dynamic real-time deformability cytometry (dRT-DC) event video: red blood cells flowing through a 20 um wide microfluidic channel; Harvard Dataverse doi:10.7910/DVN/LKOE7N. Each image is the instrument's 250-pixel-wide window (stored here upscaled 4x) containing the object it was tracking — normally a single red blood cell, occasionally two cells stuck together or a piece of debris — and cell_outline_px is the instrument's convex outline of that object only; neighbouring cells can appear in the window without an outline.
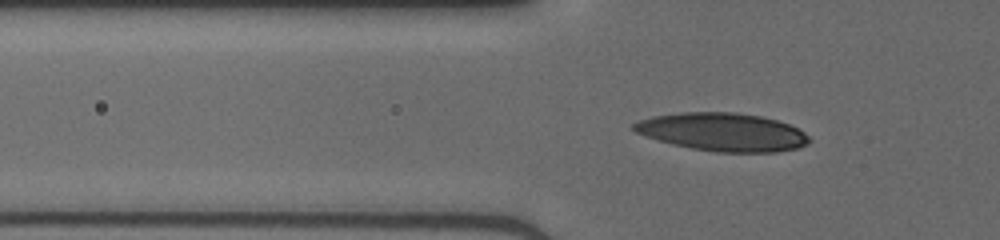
{"species": "human", "species_latin": "Homo sapiens", "temperature_condition": "cold", "stored_images_in_passage": 38, "camera_frame_rate_fps": 3000, "um_per_image_px": 0.085, "donor": {"sex": "male"}, "frame": {"image": 1, "passage_image": 8, "time_ms": 2.333, "image_size_px": [1000, 240], "cell_outline_px": [[812, 140], [808, 144], [796, 148], [776, 152], [716, 152], [692, 148], [672, 144], [636, 132], [632, 128], [632, 124], [640, 120], [652, 116], [680, 112], [736, 112], [760, 116], [776, 120], [788, 124], [804, 132]], "centroid_in_image_um": [61.44, 11.22], "position_along_channel_um": 64.4, "area_um2": 38.78}}
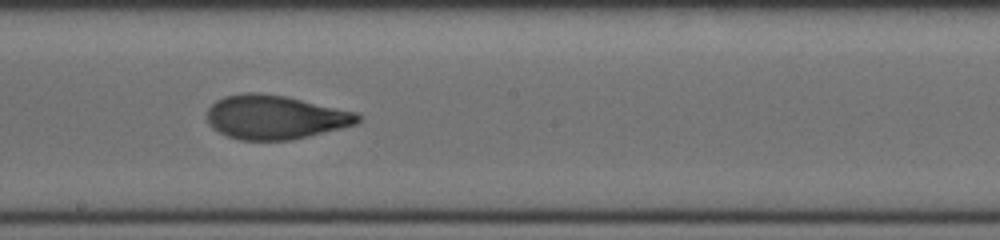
{"frame": {"image": 2, "passage_image": 20, "time_ms": 6.333, "image_size_px": [1000, 240], "cell_outline_px": [[360, 120], [356, 124], [292, 140], [240, 140], [228, 136], [212, 128], [208, 124], [208, 108], [216, 100], [224, 96], [244, 92], [260, 92], [284, 96], [356, 112], [360, 116]], "centroid_in_image_um": [23.35, 9.96], "position_along_channel_um": 224.9, "area_um2": 38.44}}
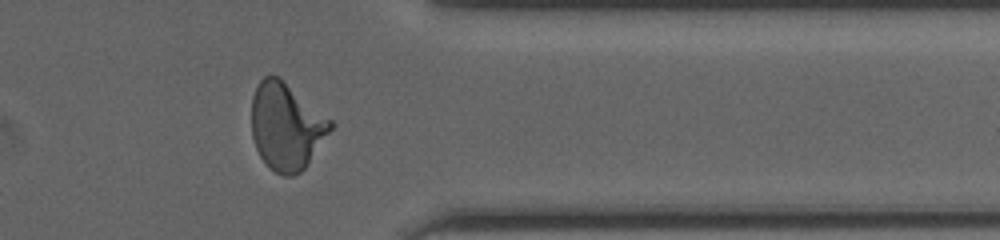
{"frame": {"image": 3, "passage_image": 32, "time_ms": 10.333, "image_size_px": [1000, 240], "cell_outline_px": [[336, 124], [304, 168], [300, 172], [292, 176], [284, 176], [276, 172], [260, 156], [256, 148], [252, 136], [252, 96], [260, 80], [264, 76], [280, 76], [332, 120]], "centroid_in_image_um": [24.35, 10.71], "position_along_channel_um": 387.0, "area_um2": 39.94}}